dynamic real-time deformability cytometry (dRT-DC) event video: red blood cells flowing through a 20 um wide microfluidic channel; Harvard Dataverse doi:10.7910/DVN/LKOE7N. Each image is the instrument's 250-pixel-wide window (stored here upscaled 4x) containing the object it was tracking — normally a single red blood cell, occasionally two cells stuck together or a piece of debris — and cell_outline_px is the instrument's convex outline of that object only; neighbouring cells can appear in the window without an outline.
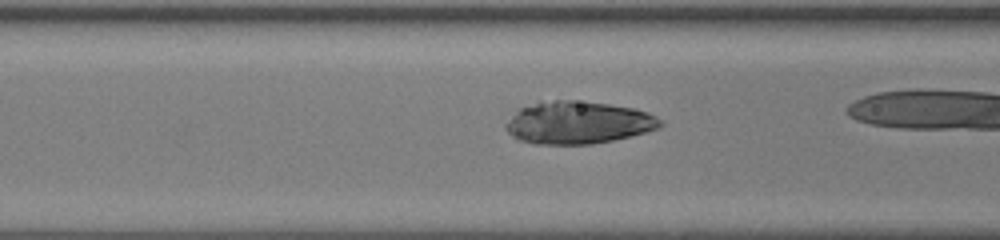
{"species": "human", "species_latin": "Homo sapiens", "temperature_condition": "room temperature", "stored_images_in_passage": 35, "segment_of_instrument_passage": [1, 2], "camera_frame_rate_fps": 3000, "um_per_image_px": 0.085, "donor": {"sex": "female"}, "frame": {"image": 1, "passage_image": 17, "time_ms": 5.333, "image_size_px": [1000, 240], "cell_outline_px": [[664, 124], [660, 128], [612, 140], [592, 144], [532, 144], [516, 140], [504, 128], [504, 124], [520, 108], [540, 100], [576, 100], [608, 104], [632, 108], [648, 112], [656, 116]], "centroid_in_image_um": [49.09, 10.42], "position_along_channel_um": 117.5, "area_um2": 38.44}}
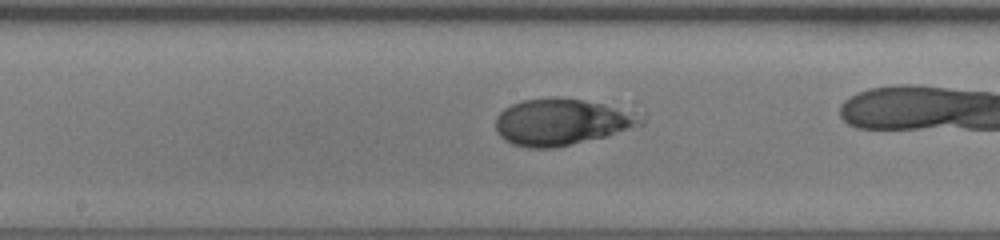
{"frame": {"image": 2, "passage_image": 23, "time_ms": 7.333, "image_size_px": [1000, 240], "cell_outline_px": [[644, 124], [608, 136], [552, 148], [528, 148], [512, 144], [504, 140], [496, 132], [496, 116], [504, 108], [512, 104], [524, 100], [552, 96], [556, 96], [604, 104], [644, 112]], "centroid_in_image_um": [47.79, 10.35], "position_along_channel_um": 200.4, "area_um2": 39.94}}
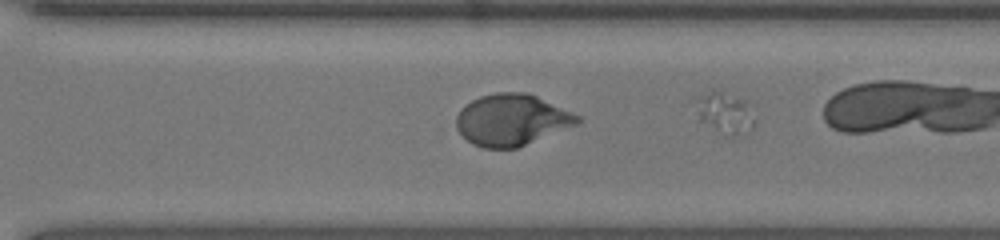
{"frame": {"image": 3, "passage_image": 32, "time_ms": 10.333, "image_size_px": [1000, 240], "cell_outline_px": [[580, 120], [576, 124], [516, 148], [484, 148], [472, 144], [456, 128], [456, 116], [460, 108], [464, 104], [480, 96], [496, 92], [528, 92], [572, 112], [580, 116]], "centroid_in_image_um": [43.44, 10.17], "position_along_channel_um": 327.2, "area_um2": 36.07}}